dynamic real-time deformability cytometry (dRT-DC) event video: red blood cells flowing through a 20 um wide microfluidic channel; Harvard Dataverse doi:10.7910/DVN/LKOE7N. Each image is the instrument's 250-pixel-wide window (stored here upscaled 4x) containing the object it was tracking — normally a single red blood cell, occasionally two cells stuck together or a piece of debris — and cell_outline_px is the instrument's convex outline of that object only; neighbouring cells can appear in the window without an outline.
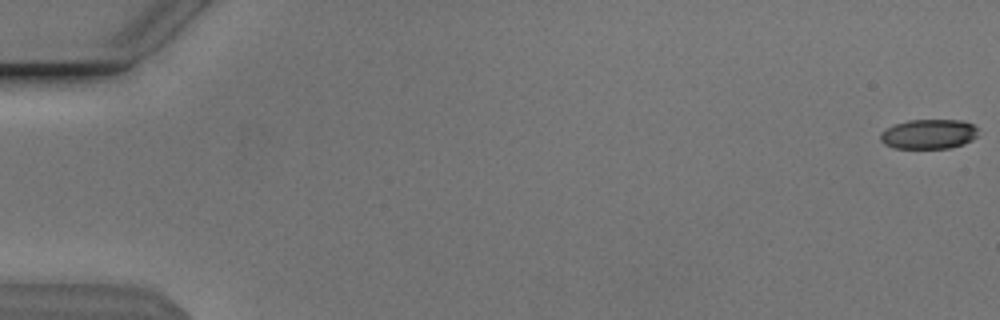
{"species": "Egyptian fruit bat (a non-hibernating species)", "species_latin": "Rousettus aegyptiacus", "temperature_condition": "cold", "stored_images_in_passage": 53, "camera_frame_rate_fps": 3000, "um_per_image_px": 0.085, "animal": {"sex": "male"}, "frame": {"image": 1, "passage_image": 1, "time_ms": 0.0, "image_size_px": [1000, 320], "cell_outline_px": [[976, 136], [972, 140], [964, 144], [948, 148], [892, 148], [884, 144], [880, 140], [880, 132], [892, 124], [908, 120], [960, 120], [972, 124], [976, 128]], "centroid_in_image_um": [78.88, 11.4], "position_along_channel_um": 6.1, "area_um2": 16.99}}
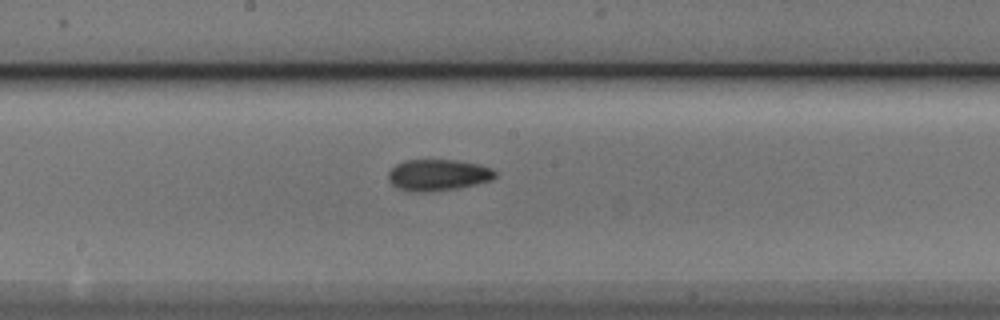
{"frame": {"image": 2, "passage_image": 30, "time_ms": 9.667, "image_size_px": [1000, 320], "cell_outline_px": [[496, 176], [492, 180], [476, 184], [456, 188], [428, 192], [416, 192], [396, 188], [388, 180], [388, 172], [396, 164], [404, 160], [456, 160], [480, 164], [492, 168], [496, 172]], "centroid_in_image_um": [37.23, 14.87], "position_along_channel_um": 211.0, "area_um2": 19.65}}
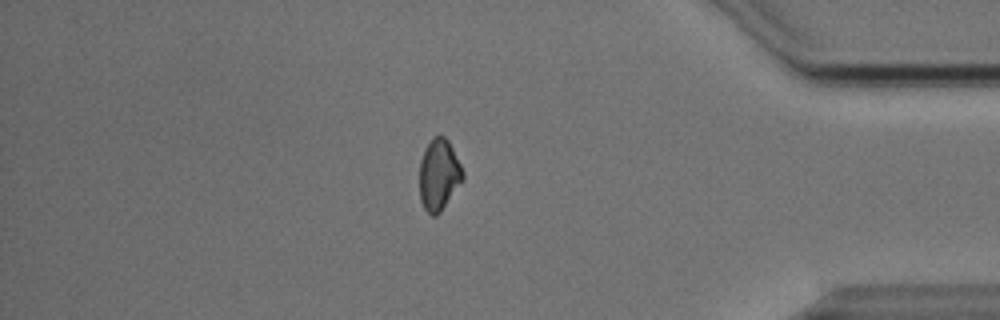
{"frame": {"image": 3, "passage_image": 47, "time_ms": 15.333, "image_size_px": [1000, 320], "cell_outline_px": [[464, 180], [440, 212], [436, 216], [432, 216], [424, 208], [420, 200], [420, 160], [432, 136], [444, 136], [448, 140], [464, 172]], "centroid_in_image_um": [37.31, 14.87], "position_along_channel_um": 397.9, "area_um2": 17.92}}